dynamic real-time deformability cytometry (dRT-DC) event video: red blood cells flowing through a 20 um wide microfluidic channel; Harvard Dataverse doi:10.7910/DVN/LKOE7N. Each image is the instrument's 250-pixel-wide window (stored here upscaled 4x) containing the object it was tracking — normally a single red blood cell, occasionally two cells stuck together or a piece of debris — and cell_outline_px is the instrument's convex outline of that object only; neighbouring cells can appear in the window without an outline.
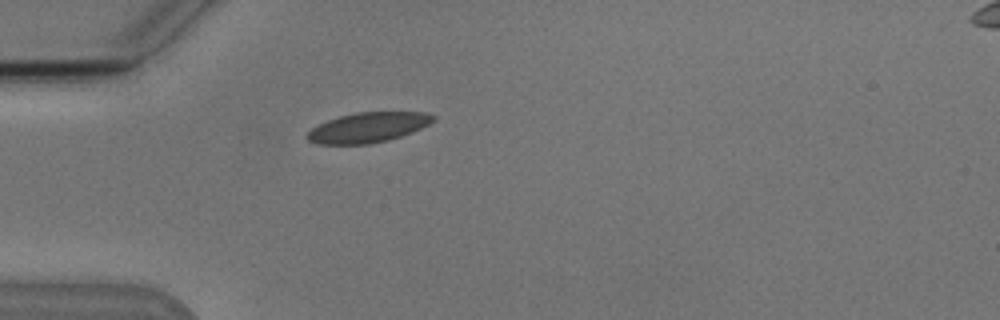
{"species": "Egyptian fruit bat (a non-hibernating species)", "species_latin": "Rousettus aegyptiacus", "temperature_condition": "cold", "stored_images_in_passage": 1, "camera_frame_rate_fps": 3000, "um_per_image_px": 0.085, "animal": {"sex": "male"}, "frame": {"image": 1, "passage_image": 1, "time_ms": 0.0, "image_size_px": [1000, 320], "cell_outline_px": [[436, 120], [420, 128], [400, 136], [388, 140], [368, 144], [320, 144], [308, 140], [304, 136], [312, 128], [328, 120], [340, 116], [356, 112], [428, 112], [436, 116]], "centroid_in_image_um": [31.29, 10.83], "position_along_channel_um": 53.7, "area_um2": 21.91}}